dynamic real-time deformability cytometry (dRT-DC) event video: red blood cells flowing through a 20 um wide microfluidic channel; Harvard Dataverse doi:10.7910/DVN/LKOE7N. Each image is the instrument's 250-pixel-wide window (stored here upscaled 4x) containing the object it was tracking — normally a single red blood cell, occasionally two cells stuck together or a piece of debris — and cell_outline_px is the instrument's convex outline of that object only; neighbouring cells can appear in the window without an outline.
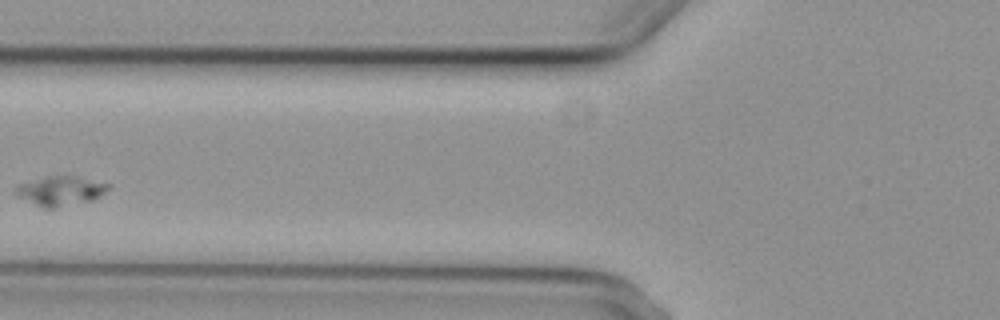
{"species": "common noctule bat (a hibernating species)", "species_latin": "Nyctalus noctula", "temperature_condition": "cold", "stored_images_in_passage": 3, "camera_frame_rate_fps": 3000, "um_per_image_px": 0.085, "animal": {"sex": "female", "body_mass_g": 29.2, "forearm_length_mm": 56.3}, "frame": {"image": 1, "passage_image": 3, "time_ms": 2.667, "image_size_px": [1000, 320], "cell_outline_px": [[112, 184], [100, 196], [92, 200], [56, 208], [40, 208], [16, 196], [12, 192], [20, 184], [44, 176], [76, 176]], "centroid_in_image_um": [5.1, 16.23], "position_along_channel_um": 120.7, "area_um2": 16.07}}